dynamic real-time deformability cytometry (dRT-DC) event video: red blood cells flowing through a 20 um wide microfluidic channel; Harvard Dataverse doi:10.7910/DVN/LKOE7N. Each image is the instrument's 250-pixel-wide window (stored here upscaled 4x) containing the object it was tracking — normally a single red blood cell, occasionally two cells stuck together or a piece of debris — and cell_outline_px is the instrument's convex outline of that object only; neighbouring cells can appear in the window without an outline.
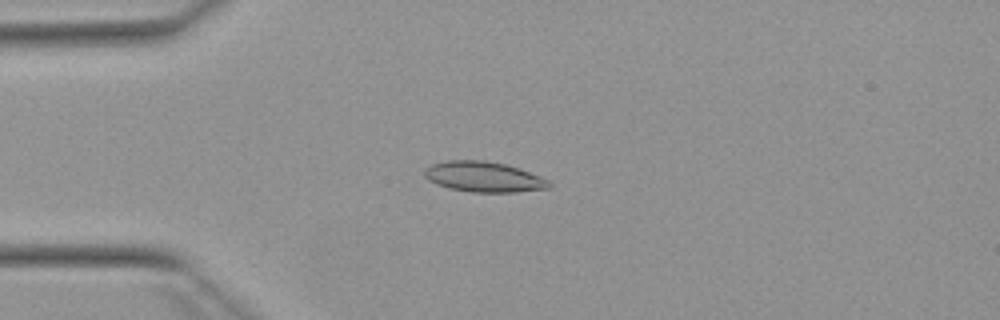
{"species": "Egyptian fruit bat (a non-hibernating species)", "species_latin": "Rousettus aegyptiacus", "temperature_condition": "warm", "stored_images_in_passage": 30, "camera_frame_rate_fps": 3000, "um_per_image_px": 0.085, "animal": {"sex": "female"}, "frame": {"image": 1, "passage_image": 5, "time_ms": 1.333, "image_size_px": [1000, 320], "cell_outline_px": [[552, 188], [516, 192], [472, 192], [448, 188], [436, 184], [428, 180], [424, 176], [424, 168], [432, 164], [448, 160], [484, 160], [504, 164], [520, 168], [540, 176], [548, 180], [552, 184]], "centroid_in_image_um": [41.12, 15.03], "position_along_channel_um": 43.9, "area_um2": 22.25}}
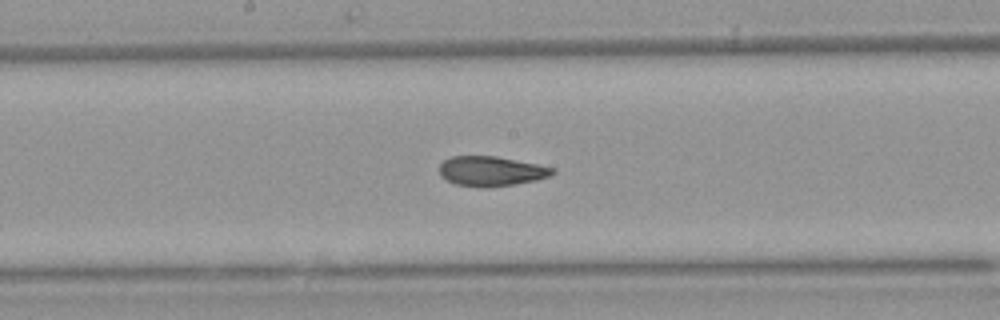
{"frame": {"image": 2, "passage_image": 19, "time_ms": 6.0, "image_size_px": [1000, 320], "cell_outline_px": [[556, 172], [552, 176], [536, 180], [512, 184], [456, 184], [440, 176], [440, 164], [444, 160], [452, 156], [496, 156], [536, 164], [552, 168]], "centroid_in_image_um": [41.76, 14.49], "position_along_channel_um": 206.4, "area_um2": 18.67}}
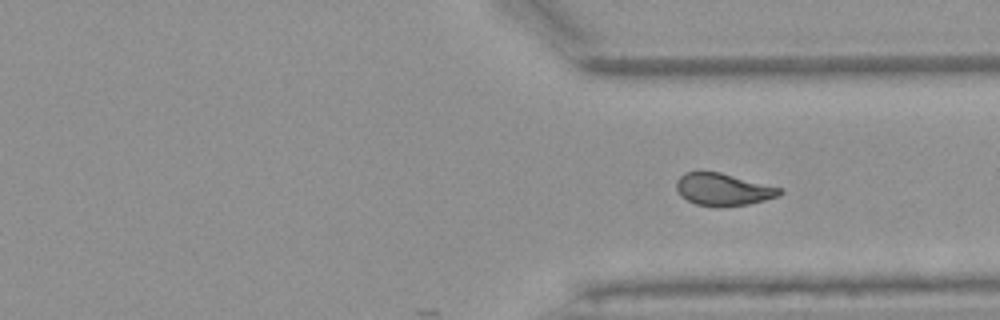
{"frame": {"image": 3, "passage_image": 30, "time_ms": 9.667, "image_size_px": [1000, 320], "cell_outline_px": [[784, 192], [776, 196], [764, 200], [748, 204], [720, 208], [716, 208], [696, 204], [680, 196], [676, 188], [676, 180], [684, 172], [720, 172], [784, 188]], "centroid_in_image_um": [61.47, 16.11], "position_along_channel_um": 349.9, "area_um2": 19.71}}